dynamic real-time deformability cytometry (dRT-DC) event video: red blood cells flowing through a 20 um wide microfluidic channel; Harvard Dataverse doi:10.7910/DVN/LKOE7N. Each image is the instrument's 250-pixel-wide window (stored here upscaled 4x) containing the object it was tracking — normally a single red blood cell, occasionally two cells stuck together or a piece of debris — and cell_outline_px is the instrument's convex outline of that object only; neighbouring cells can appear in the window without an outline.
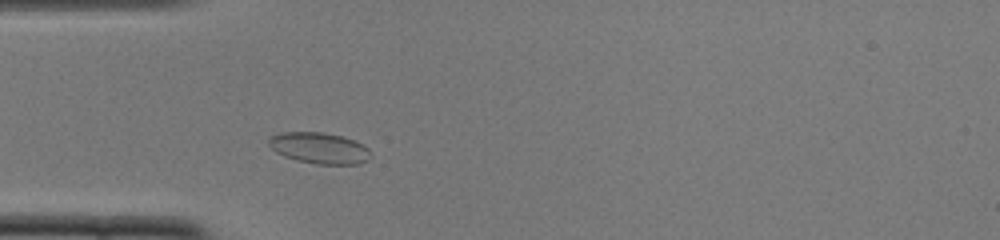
{"species": "common noctule bat (a hibernating species)", "species_latin": "Nyctalus noctula", "temperature_condition": "cold", "stored_images_in_passage": 43, "camera_frame_rate_fps": 3000, "um_per_image_px": 0.085, "animal": {"sex": "female", "body_mass_g": 22.0, "forearm_length_mm": 56.7}, "frame": {"image": 1, "passage_image": 6, "time_ms": 1.667, "image_size_px": [1000, 240], "cell_outline_px": [[372, 156], [368, 160], [360, 164], [316, 164], [296, 160], [284, 156], [276, 152], [268, 144], [268, 136], [280, 132], [324, 132], [340, 136], [364, 144], [372, 152]], "centroid_in_image_um": [27.15, 12.58], "position_along_channel_um": 57.9, "area_um2": 18.73}}
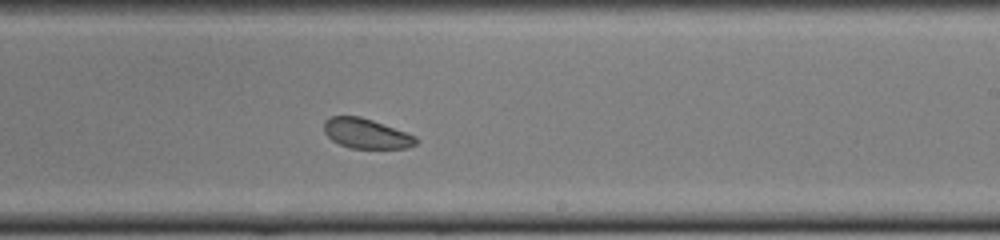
{"frame": {"image": 2, "passage_image": 22, "time_ms": 7.0, "image_size_px": [1000, 240], "cell_outline_px": [[420, 140], [416, 144], [408, 148], [352, 148], [340, 144], [332, 140], [324, 132], [324, 120], [328, 116], [360, 116], [372, 120], [416, 136]], "centroid_in_image_um": [31.13, 11.35], "position_along_channel_um": 257.9, "area_um2": 16.01}}
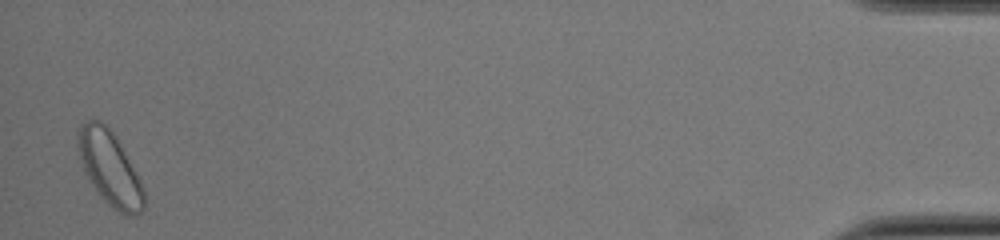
{"frame": {"image": 3, "passage_image": 42, "time_ms": 13.667, "image_size_px": [1000, 240], "cell_outline_px": [[144, 208], [140, 212], [132, 216], [128, 216], [112, 208], [96, 192], [84, 172], [76, 144], [76, 132], [80, 124], [92, 116], [100, 120], [116, 136], [136, 172], [144, 188]], "centroid_in_image_um": [9.28, 14.25], "position_along_channel_um": 425.9, "area_um2": 28.84}, "authors_computed_cell_mechanics": {"area_um2": 17.3978, "velocity_mm_per_s": 3.8169, "shape_relaxation_time_tau1_ms": 2.9969, "shape_relaxation_time_tau2_ms": null, "deformation_change_tau1": 0.0312, "deformation_change_tau2": null}}